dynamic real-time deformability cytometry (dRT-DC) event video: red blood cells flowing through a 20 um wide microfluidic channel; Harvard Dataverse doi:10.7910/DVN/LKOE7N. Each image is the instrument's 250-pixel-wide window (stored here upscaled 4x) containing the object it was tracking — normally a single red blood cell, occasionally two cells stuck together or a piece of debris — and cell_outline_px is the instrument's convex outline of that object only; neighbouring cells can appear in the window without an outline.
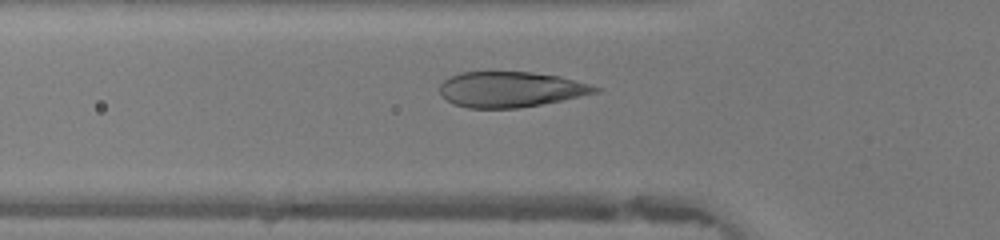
{"species": "human", "species_latin": "Homo sapiens", "temperature_condition": "warm", "stored_images_in_passage": 38, "camera_frame_rate_fps": 3000, "um_per_image_px": 0.085, "donor": {"sex": "female"}, "frame": {"image": 1, "passage_image": 14, "time_ms": 4.333, "image_size_px": [1000, 240], "cell_outline_px": [[600, 92], [520, 108], [468, 108], [452, 104], [440, 92], [440, 84], [448, 76], [460, 72], [532, 72], [560, 76], [588, 84], [600, 88]], "centroid_in_image_um": [43.37, 7.59], "position_along_channel_um": 82.4, "area_um2": 32.02}}
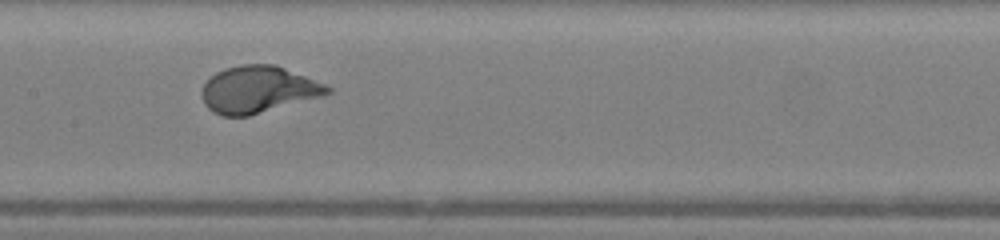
{"frame": {"image": 2, "passage_image": 21, "time_ms": 6.667, "image_size_px": [1000, 240], "cell_outline_px": [[332, 92], [320, 96], [248, 116], [220, 116], [212, 112], [204, 104], [200, 92], [204, 84], [216, 72], [224, 68], [240, 64], [272, 64], [284, 68], [324, 84], [332, 88]], "centroid_in_image_um": [21.87, 7.61], "position_along_channel_um": 185.5, "area_um2": 33.99}}
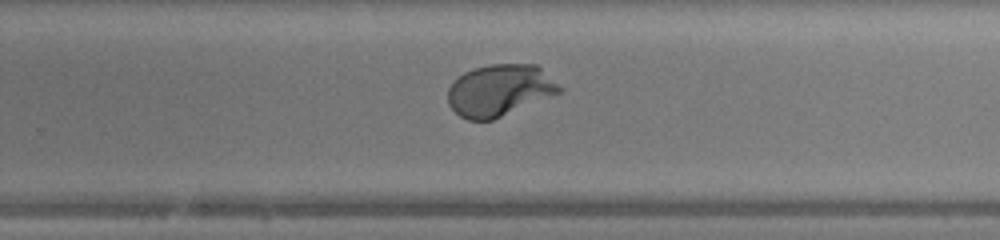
{"frame": {"image": 3, "passage_image": 28, "time_ms": 9.0, "image_size_px": [1000, 240], "cell_outline_px": [[564, 92], [492, 120], [468, 120], [460, 116], [448, 104], [448, 88], [464, 72], [472, 68], [492, 64], [536, 64], [564, 88]], "centroid_in_image_um": [42.51, 7.67], "position_along_channel_um": 287.3, "area_um2": 33.76}, "authors_computed_cell_mechanics": {"area_um2": 34.1598, "velocity_mm_per_s": 4.3872, "shape_relaxation_time_tau1_ms": 2.4394, "shape_relaxation_time_tau2_ms": null, "deformation_change_tau1": 0.2205, "deformation_change_tau2": null}}